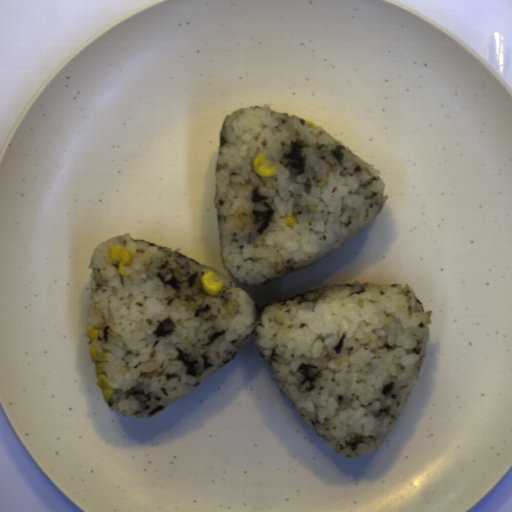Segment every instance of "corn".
I'll use <instances>...</instances> for the list:
<instances>
[{
    "label": "corn",
    "instance_id": "1",
    "mask_svg": "<svg viewBox=\"0 0 512 512\" xmlns=\"http://www.w3.org/2000/svg\"><path fill=\"white\" fill-rule=\"evenodd\" d=\"M89 354L96 361L95 363V373L97 376V379L95 380L96 384L101 388L103 398L106 401H109L114 393V390L112 387L109 386L107 382V373L99 366L101 363L109 362L110 355L108 352L102 353V355H99L96 348L91 345L89 348Z\"/></svg>",
    "mask_w": 512,
    "mask_h": 512
},
{
    "label": "corn",
    "instance_id": "2",
    "mask_svg": "<svg viewBox=\"0 0 512 512\" xmlns=\"http://www.w3.org/2000/svg\"><path fill=\"white\" fill-rule=\"evenodd\" d=\"M108 258L112 263H117V270L119 275L125 276L126 267L132 261L130 252L121 245H113L107 252Z\"/></svg>",
    "mask_w": 512,
    "mask_h": 512
},
{
    "label": "corn",
    "instance_id": "3",
    "mask_svg": "<svg viewBox=\"0 0 512 512\" xmlns=\"http://www.w3.org/2000/svg\"><path fill=\"white\" fill-rule=\"evenodd\" d=\"M251 168L261 178H272L275 176L274 164L266 158V154L261 152L253 158Z\"/></svg>",
    "mask_w": 512,
    "mask_h": 512
},
{
    "label": "corn",
    "instance_id": "4",
    "mask_svg": "<svg viewBox=\"0 0 512 512\" xmlns=\"http://www.w3.org/2000/svg\"><path fill=\"white\" fill-rule=\"evenodd\" d=\"M200 281L204 292L212 296L217 295L225 285L224 281L219 279L212 269L205 272L201 276Z\"/></svg>",
    "mask_w": 512,
    "mask_h": 512
},
{
    "label": "corn",
    "instance_id": "5",
    "mask_svg": "<svg viewBox=\"0 0 512 512\" xmlns=\"http://www.w3.org/2000/svg\"><path fill=\"white\" fill-rule=\"evenodd\" d=\"M85 330H86V337H88L89 339L95 340V339H98L100 336L99 331L92 325H88L85 328Z\"/></svg>",
    "mask_w": 512,
    "mask_h": 512
},
{
    "label": "corn",
    "instance_id": "6",
    "mask_svg": "<svg viewBox=\"0 0 512 512\" xmlns=\"http://www.w3.org/2000/svg\"><path fill=\"white\" fill-rule=\"evenodd\" d=\"M286 225L290 228V227H293L294 223L297 222V218L296 216H293V215H288V216H285V217H281Z\"/></svg>",
    "mask_w": 512,
    "mask_h": 512
},
{
    "label": "corn",
    "instance_id": "7",
    "mask_svg": "<svg viewBox=\"0 0 512 512\" xmlns=\"http://www.w3.org/2000/svg\"><path fill=\"white\" fill-rule=\"evenodd\" d=\"M306 125H312V127H318L317 124H315L313 121H310V120H306L305 121Z\"/></svg>",
    "mask_w": 512,
    "mask_h": 512
}]
</instances>
